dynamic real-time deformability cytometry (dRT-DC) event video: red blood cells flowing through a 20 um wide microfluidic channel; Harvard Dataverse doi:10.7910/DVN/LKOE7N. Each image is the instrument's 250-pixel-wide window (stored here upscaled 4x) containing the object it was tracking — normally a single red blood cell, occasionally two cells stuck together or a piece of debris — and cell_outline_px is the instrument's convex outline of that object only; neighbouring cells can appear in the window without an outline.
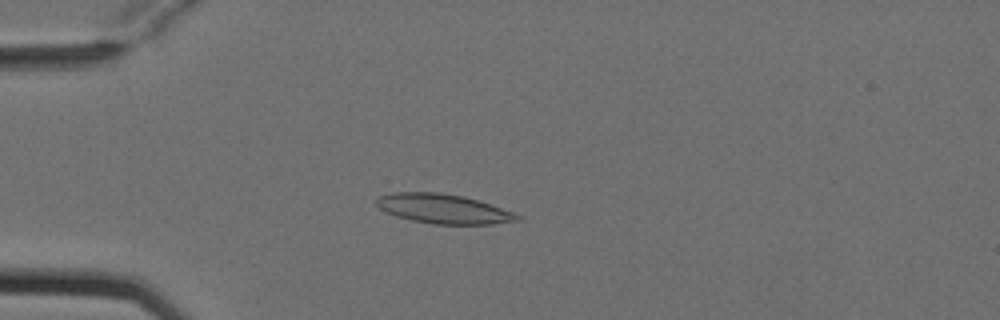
{"species": "Egyptian fruit bat (a non-hibernating species)", "species_latin": "Rousettus aegyptiacus", "temperature_condition": "cold", "stored_images_in_passage": 2, "camera_frame_rate_fps": 3000, "um_per_image_px": 0.085, "animal": {"sex": "female"}, "frame": {"image": 1, "passage_image": 2, "time_ms": 0.333, "image_size_px": [1000, 320], "cell_outline_px": [[524, 216], [520, 220], [492, 224], [432, 224], [412, 220], [396, 216], [380, 208], [376, 204], [376, 196], [392, 192], [440, 192], [464, 196]], "centroid_in_image_um": [37.66, 17.74], "position_along_channel_um": 47.3, "area_um2": 24.1}}